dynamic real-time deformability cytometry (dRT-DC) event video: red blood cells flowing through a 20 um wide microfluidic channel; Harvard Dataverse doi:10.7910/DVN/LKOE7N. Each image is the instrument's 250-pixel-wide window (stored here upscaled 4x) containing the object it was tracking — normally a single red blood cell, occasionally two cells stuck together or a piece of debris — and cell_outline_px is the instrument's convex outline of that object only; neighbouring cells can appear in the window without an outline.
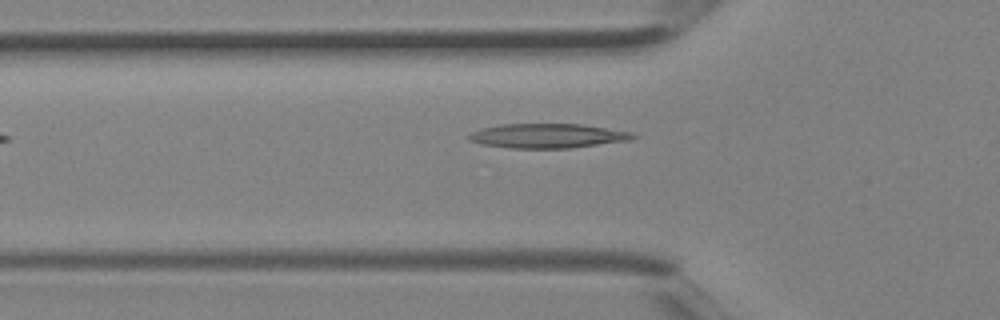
{"species": "Egyptian fruit bat (a non-hibernating species)", "species_latin": "Rousettus aegyptiacus", "temperature_condition": "room temperature", "stored_images_in_passage": 4, "camera_frame_rate_fps": 3000, "um_per_image_px": 0.085, "animal": {"sex": "female"}, "frame": {"image": 1, "passage_image": 4, "time_ms": 1.0, "image_size_px": [1000, 320], "cell_outline_px": [[636, 136], [632, 140], [568, 148], [508, 148], [484, 144], [468, 140], [468, 136], [472, 132], [484, 128], [500, 124], [580, 124], [632, 132]], "centroid_in_image_um": [46.56, 11.55], "position_along_channel_um": 79.2, "area_um2": 23.12}}